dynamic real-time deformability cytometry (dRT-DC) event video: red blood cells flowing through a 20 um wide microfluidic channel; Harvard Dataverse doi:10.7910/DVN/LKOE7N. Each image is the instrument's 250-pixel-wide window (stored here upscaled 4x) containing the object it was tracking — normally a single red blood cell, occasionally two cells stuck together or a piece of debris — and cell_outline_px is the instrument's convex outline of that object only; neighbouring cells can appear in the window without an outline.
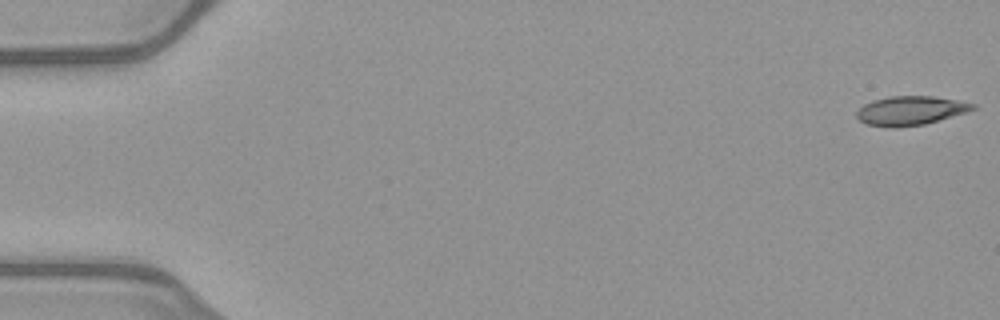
{"species": "common noctule bat (a hibernating species)", "species_latin": "Nyctalus noctula", "temperature_condition": "warm", "stored_images_in_passage": 16, "camera_frame_rate_fps": 3000, "um_per_image_px": 0.085, "animal": {"sex": "female", "body_mass_g": 21.9}, "frame": {"image": 1, "passage_image": 1, "time_ms": 0.0, "image_size_px": [1000, 320], "cell_outline_px": [[976, 108], [964, 112], [924, 124], [896, 128], [892, 128], [864, 124], [856, 116], [856, 112], [864, 104], [872, 100], [888, 96], [932, 96], [956, 100], [976, 104]], "centroid_in_image_um": [77.32, 9.4], "position_along_channel_um": 7.7, "area_um2": 19.54}}
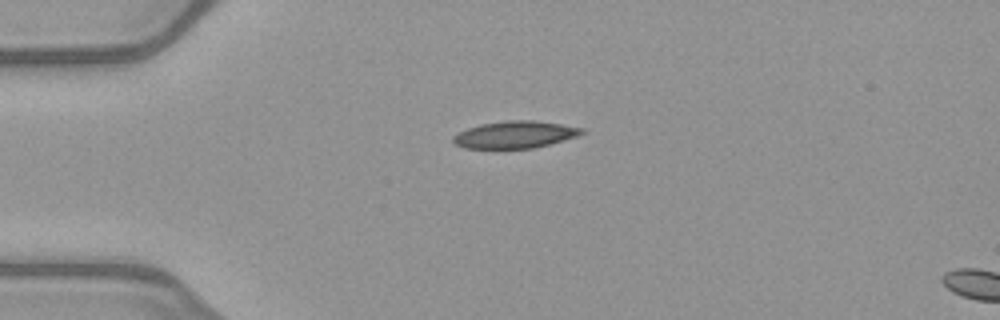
{"frame": {"image": 2, "passage_image": 13, "time_ms": 4.0, "image_size_px": [1000, 320], "cell_outline_px": [[584, 132], [576, 136], [548, 144], [532, 148], [464, 148], [456, 144], [452, 140], [452, 136], [468, 128], [480, 124], [508, 120], [536, 120], [584, 128]], "centroid_in_image_um": [43.75, 11.43], "position_along_channel_um": 41.2, "area_um2": 20.06}}